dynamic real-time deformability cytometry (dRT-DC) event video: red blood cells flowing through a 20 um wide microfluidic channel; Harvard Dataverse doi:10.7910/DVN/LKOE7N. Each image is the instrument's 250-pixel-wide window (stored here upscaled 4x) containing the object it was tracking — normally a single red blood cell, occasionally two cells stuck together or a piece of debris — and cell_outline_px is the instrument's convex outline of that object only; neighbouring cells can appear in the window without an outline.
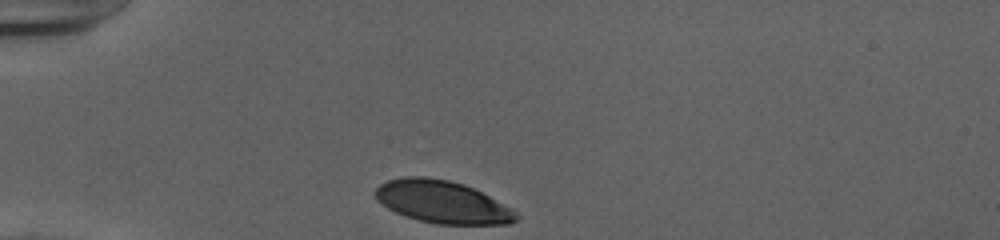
{"species": "human", "species_latin": "Homo sapiens", "temperature_condition": "cold", "stored_images_in_passage": 30, "camera_frame_rate_fps": 3000, "um_per_image_px": 0.085, "donor": {"sex": "female"}, "frame": {"image": 1, "passage_image": 1, "time_ms": 0.0, "image_size_px": [1000, 240], "cell_outline_px": [[520, 220], [512, 224], [436, 224], [420, 220], [396, 212], [388, 208], [376, 200], [372, 192], [380, 184], [388, 180], [404, 176], [424, 176], [448, 180], [464, 184], [512, 208], [520, 216]], "centroid_in_image_um": [37.6, 17.16], "position_along_channel_um": 47.4, "area_um2": 34.91}}
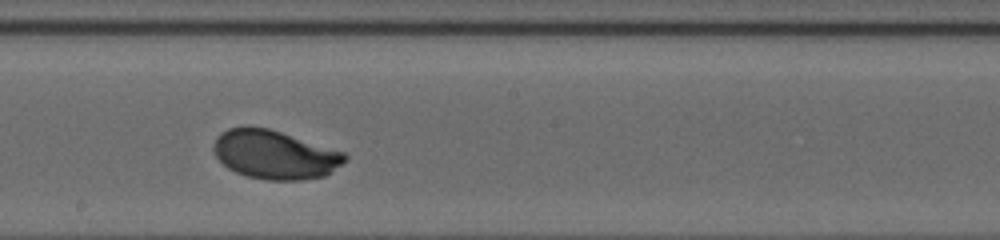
{"frame": {"image": 2, "passage_image": 17, "time_ms": 5.333, "image_size_px": [1000, 240], "cell_outline_px": [[348, 160], [324, 176], [304, 180], [264, 180], [248, 176], [236, 172], [228, 168], [216, 156], [212, 148], [216, 136], [220, 132], [228, 128], [244, 124], [248, 124], [268, 128], [344, 152], [348, 156]], "centroid_in_image_um": [23.32, 13.12], "position_along_channel_um": 224.9, "area_um2": 37.63}}
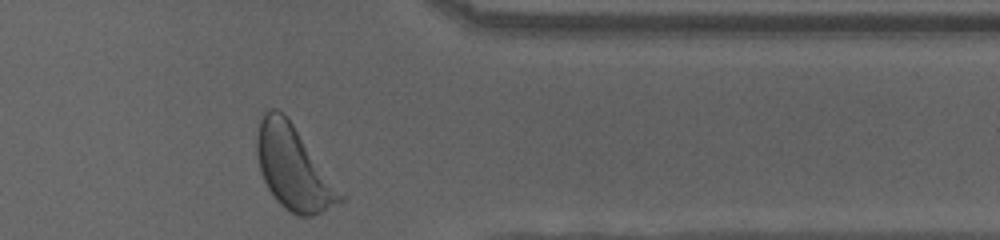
{"frame": {"image": 3, "passage_image": 30, "time_ms": 9.667, "image_size_px": [1000, 240], "cell_outline_px": [[348, 196], [344, 200], [312, 216], [300, 216], [284, 208], [276, 200], [268, 188], [260, 172], [256, 152], [256, 136], [260, 120], [268, 108], [276, 108], [284, 112]], "centroid_in_image_um": [24.97, 14.25], "position_along_channel_um": 386.4, "area_um2": 41.04}, "authors_computed_cell_mechanics": {"area_um2": 37.3099, "velocity_mm_per_s": 3.8909, "shape_relaxation_time_tau1_ms": 2.242, "shape_relaxation_time_tau2_ms": null, "deformation_change_tau1": 0.1495, "deformation_change_tau2": null}}